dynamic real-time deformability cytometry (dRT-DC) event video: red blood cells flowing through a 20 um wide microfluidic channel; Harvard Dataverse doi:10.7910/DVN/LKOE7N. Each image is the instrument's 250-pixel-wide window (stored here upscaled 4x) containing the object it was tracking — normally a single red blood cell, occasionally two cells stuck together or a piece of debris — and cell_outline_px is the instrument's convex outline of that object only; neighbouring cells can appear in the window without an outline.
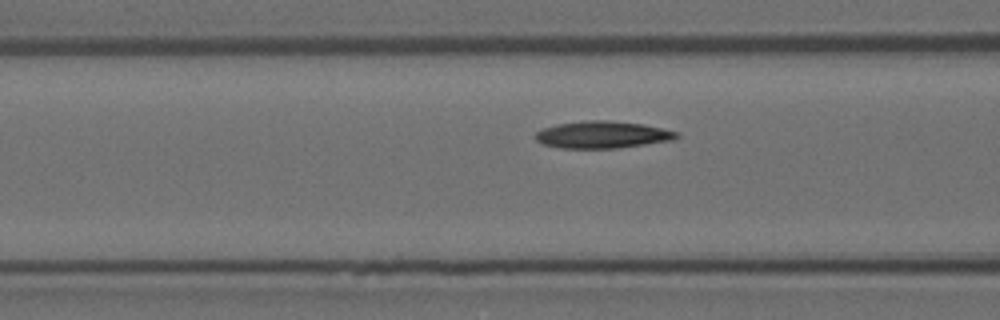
{"species": "Egyptian fruit bat (a non-hibernating species)", "species_latin": "Rousettus aegyptiacus", "temperature_condition": "room temperature", "stored_images_in_passage": 7, "camera_frame_rate_fps": 3000, "um_per_image_px": 0.085, "animal": {"sex": "female"}, "frame": {"image": 1, "passage_image": 7, "time_ms": 2.0, "image_size_px": [1000, 320], "cell_outline_px": [[680, 136], [672, 140], [616, 148], [564, 148], [544, 144], [536, 140], [536, 132], [544, 128], [556, 124], [584, 120], [608, 120], [644, 124], [676, 132]], "centroid_in_image_um": [51.19, 11.44], "position_along_channel_um": 115.4, "area_um2": 22.02}}